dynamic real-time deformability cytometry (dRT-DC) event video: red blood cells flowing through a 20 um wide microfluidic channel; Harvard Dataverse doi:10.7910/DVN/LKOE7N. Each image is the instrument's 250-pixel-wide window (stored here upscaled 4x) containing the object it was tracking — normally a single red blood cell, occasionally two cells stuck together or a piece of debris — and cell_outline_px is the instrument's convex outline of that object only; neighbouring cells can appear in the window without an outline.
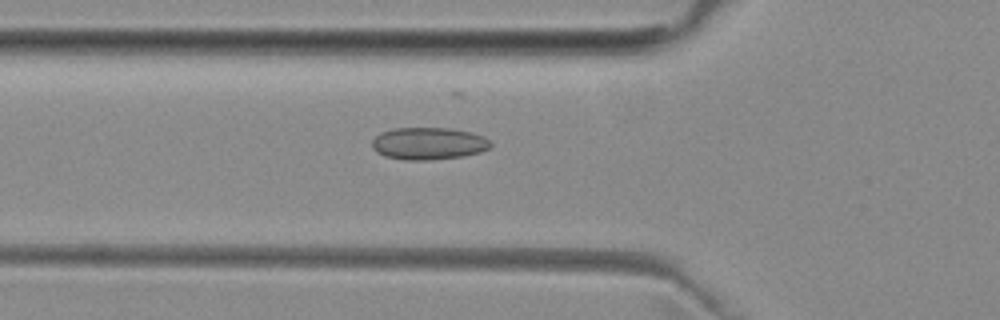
{"species": "common noctule bat (a hibernating species)", "species_latin": "Nyctalus noctula", "temperature_condition": "room temperature", "stored_images_in_passage": 47, "camera_frame_rate_fps": 3000, "um_per_image_px": 0.085, "animal": {"sex": "female", "body_mass_g": 29.2, "forearm_length_mm": 56.3}, "frame": {"image": 1, "passage_image": 13, "time_ms": 4.0, "image_size_px": [1000, 320], "cell_outline_px": [[492, 144], [488, 148], [480, 152], [464, 156], [432, 160], [404, 160], [384, 156], [376, 152], [372, 148], [372, 140], [380, 132], [392, 128], [448, 128], [472, 132], [484, 136]], "centroid_in_image_um": [36.4, 12.2], "position_along_channel_um": 89.4, "area_um2": 22.48}}
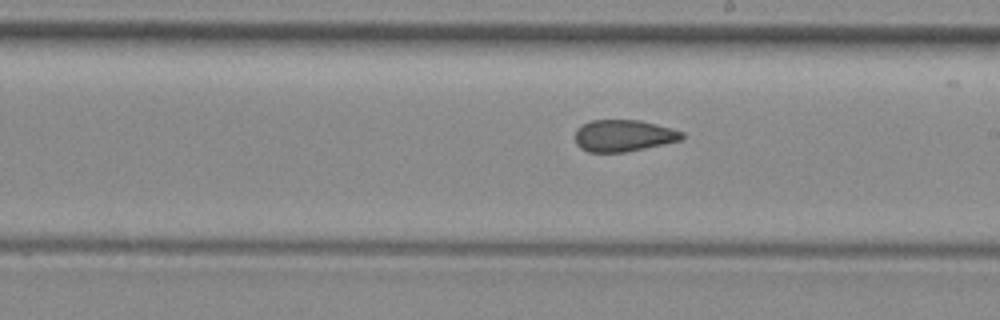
{"frame": {"image": 2, "passage_image": 24, "time_ms": 7.667, "image_size_px": [1000, 320], "cell_outline_px": [[684, 136], [680, 140], [644, 148], [624, 152], [588, 152], [580, 148], [576, 144], [576, 128], [592, 120], [640, 120], [672, 128], [684, 132]], "centroid_in_image_um": [52.99, 11.53], "position_along_channel_um": 236.0, "area_um2": 19.65}}
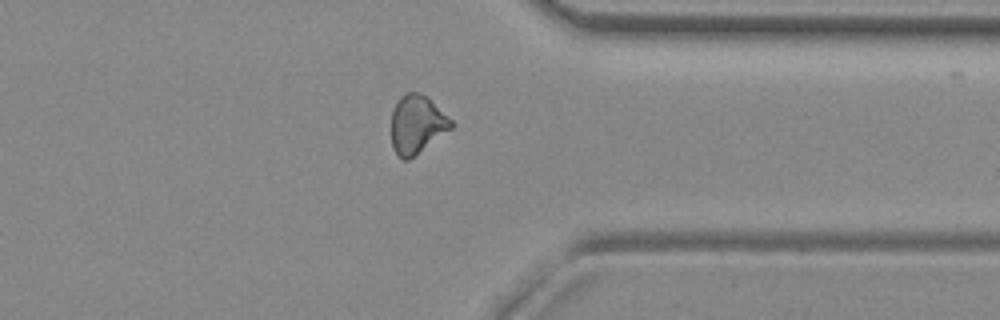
{"frame": {"image": 3, "passage_image": 35, "time_ms": 11.333, "image_size_px": [1000, 320], "cell_outline_px": [[456, 124], [452, 128], [408, 160], [400, 160], [392, 148], [392, 112], [400, 96], [408, 92], [420, 92], [428, 96]], "centroid_in_image_um": [35.44, 10.56], "position_along_channel_um": 376.0, "area_um2": 20.46}, "authors_computed_cell_mechanics": {"area_um2": 20.519, "velocity_mm_per_s": 3.9974, "shape_relaxation_time_tau1_ms": null, "shape_relaxation_time_tau2_ms": 2.0628, "deformation_change_tau1": null, "deformation_change_tau2": 0.0853}}